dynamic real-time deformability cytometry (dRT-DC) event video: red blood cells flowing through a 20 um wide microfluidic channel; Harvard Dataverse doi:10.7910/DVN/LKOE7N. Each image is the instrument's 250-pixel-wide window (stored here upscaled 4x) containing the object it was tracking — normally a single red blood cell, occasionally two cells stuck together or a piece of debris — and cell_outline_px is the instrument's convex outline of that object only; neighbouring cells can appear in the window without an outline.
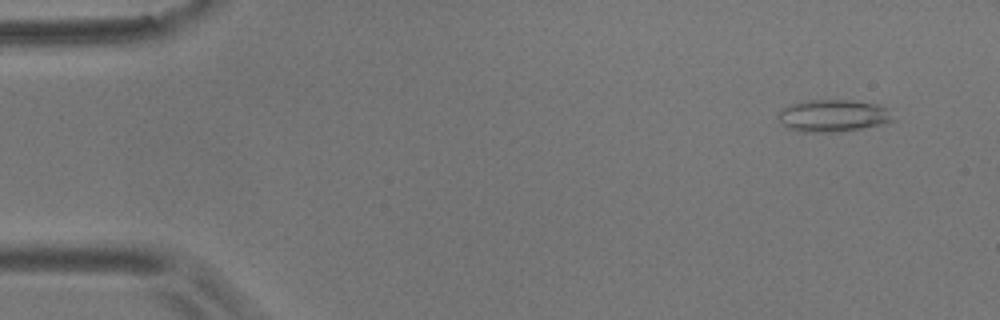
{"species": "common noctule bat (a hibernating species)", "species_latin": "Nyctalus noctula", "temperature_condition": "room temperature", "stored_images_in_passage": 6, "camera_frame_rate_fps": 3000, "um_per_image_px": 0.085, "animal": {"sex": "male", "body_mass_g": 17.9}, "frame": {"image": 1, "passage_image": 1, "time_ms": 0.0, "image_size_px": [1000, 320], "cell_outline_px": [[896, 120], [884, 124], [844, 132], [800, 132], [788, 128], [780, 124], [776, 116], [780, 108], [792, 104], [808, 100], [852, 100], [880, 104], [888, 108]], "centroid_in_image_um": [70.82, 9.84], "position_along_channel_um": 14.2, "area_um2": 22.2}}
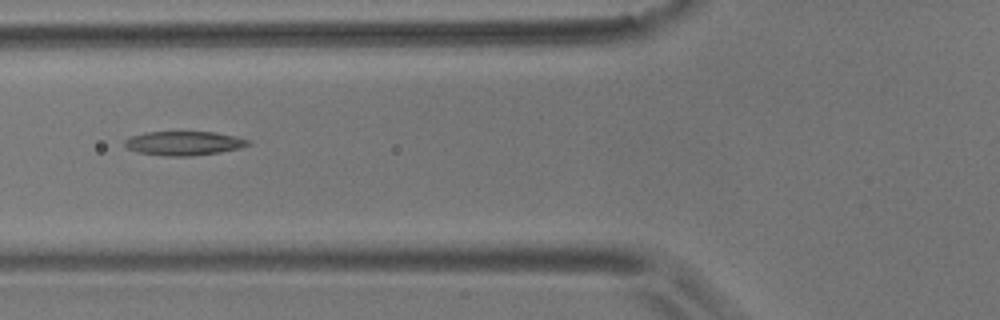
{"frame": {"image": 2, "passage_image": 6, "time_ms": 1.667, "image_size_px": [1000, 320], "cell_outline_px": [[252, 144], [240, 148], [220, 152], [192, 156], [164, 156], [136, 152], [128, 148], [124, 144], [124, 140], [128, 136], [144, 132], [216, 132], [236, 136], [252, 140]], "centroid_in_image_um": [15.64, 12.17], "position_along_channel_um": 110.2, "area_um2": 17.63}}